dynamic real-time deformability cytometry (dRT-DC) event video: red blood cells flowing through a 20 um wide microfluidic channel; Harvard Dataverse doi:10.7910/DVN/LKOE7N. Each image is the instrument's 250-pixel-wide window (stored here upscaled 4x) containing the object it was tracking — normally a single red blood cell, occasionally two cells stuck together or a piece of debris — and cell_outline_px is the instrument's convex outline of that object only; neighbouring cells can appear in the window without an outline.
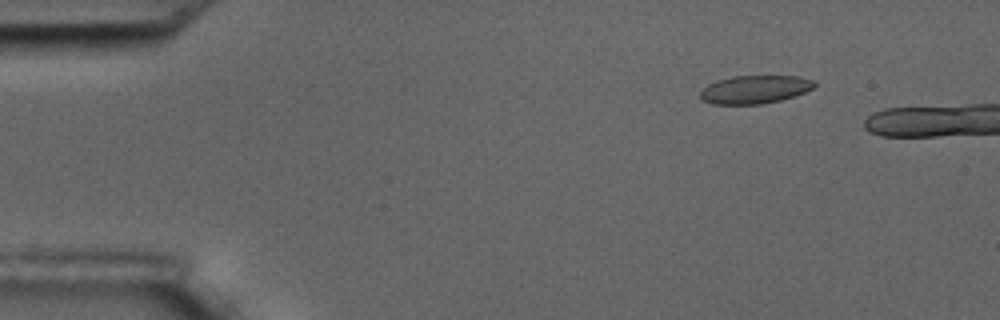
{"species": "common noctule bat (a hibernating species)", "species_latin": "Nyctalus noctula", "temperature_condition": "room temperature", "stored_images_in_passage": 4, "camera_frame_rate_fps": 3000, "um_per_image_px": 0.085, "animal": {"sex": "male", "body_mass_g": 17.5, "forearm_length_mm": 52.3}, "frame": {"image": 1, "passage_image": 2, "time_ms": 1.333, "image_size_px": [1000, 320], "cell_outline_px": [[816, 84], [812, 88], [804, 92], [780, 100], [760, 104], [712, 104], [700, 100], [700, 92], [708, 84], [716, 80], [732, 76], [800, 76], [816, 80]], "centroid_in_image_um": [64.14, 7.59], "position_along_channel_um": 20.9, "area_um2": 18.79}}